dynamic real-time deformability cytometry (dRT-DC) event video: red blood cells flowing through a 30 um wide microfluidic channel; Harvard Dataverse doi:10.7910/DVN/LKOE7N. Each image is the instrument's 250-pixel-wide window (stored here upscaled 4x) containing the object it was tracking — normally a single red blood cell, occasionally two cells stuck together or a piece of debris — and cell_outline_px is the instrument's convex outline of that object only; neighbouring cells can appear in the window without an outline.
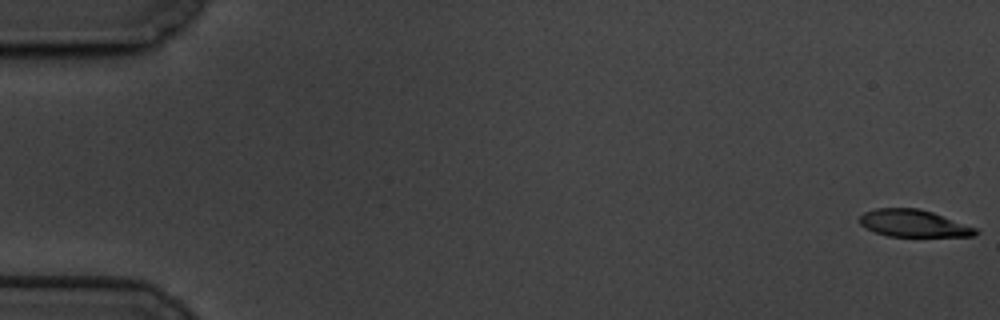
{"species": "common noctule bat (a hibernating species)", "species_latin": "Nyctalus noctula", "temperature_condition": "cold", "stored_images_in_passage": 61, "camera_frame_rate_fps": 3000, "um_per_image_px": 0.085, "animal": {"sex": "male", "body_mass_g": 19.5, "forearm_length_mm": 54.6}, "frame": {"image": 1, "passage_image": 1, "time_ms": 0.0, "image_size_px": [1000, 320], "cell_outline_px": [[980, 232], [972, 236], [888, 236], [864, 228], [860, 224], [860, 216], [864, 212], [876, 208], [916, 208], [932, 212], [976, 228]], "centroid_in_image_um": [77.62, 18.98], "position_along_channel_um": 7.4, "area_um2": 18.15}}
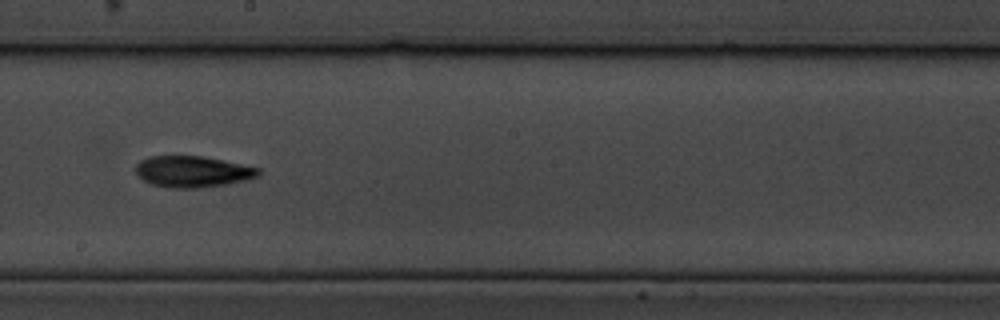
{"frame": {"image": 2, "passage_image": 35, "time_ms": 11.333, "image_size_px": [1000, 320], "cell_outline_px": [[260, 176], [228, 184], [200, 188], [172, 188], [152, 184], [136, 176], [136, 164], [140, 160], [148, 156], [200, 156], [260, 168]], "centroid_in_image_um": [16.34, 14.59], "position_along_channel_um": 231.9, "area_um2": 22.31}}
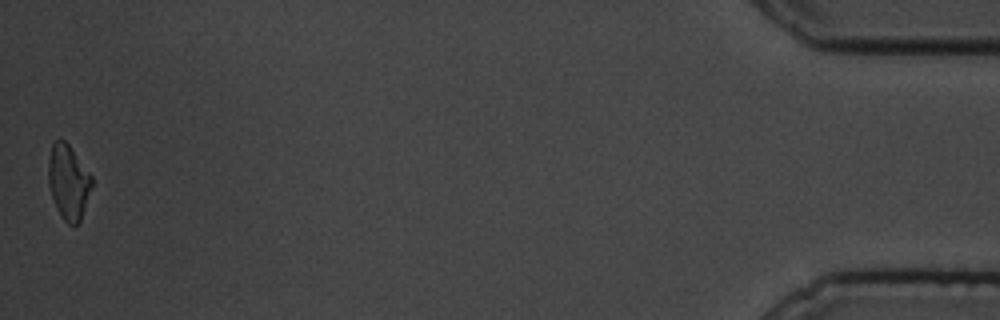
{"frame": {"image": 3, "passage_image": 61, "time_ms": 20.0, "image_size_px": [1000, 320], "cell_outline_px": [[92, 184], [80, 220], [76, 224], [68, 224], [60, 216], [52, 196], [48, 184], [48, 160], [52, 144], [56, 140], [64, 140], [68, 144], [92, 176]], "centroid_in_image_um": [5.79, 15.46], "position_along_channel_um": 429.4, "area_um2": 18.55}, "authors_computed_cell_mechanics": {"area_um2": 20.6346, "velocity_mm_per_s": 3.3073, "shape_relaxation_time_tau1_ms": 3.7579, "shape_relaxation_time_tau2_ms": null, "deformation_change_tau1": 0.1271, "deformation_change_tau2": null}}